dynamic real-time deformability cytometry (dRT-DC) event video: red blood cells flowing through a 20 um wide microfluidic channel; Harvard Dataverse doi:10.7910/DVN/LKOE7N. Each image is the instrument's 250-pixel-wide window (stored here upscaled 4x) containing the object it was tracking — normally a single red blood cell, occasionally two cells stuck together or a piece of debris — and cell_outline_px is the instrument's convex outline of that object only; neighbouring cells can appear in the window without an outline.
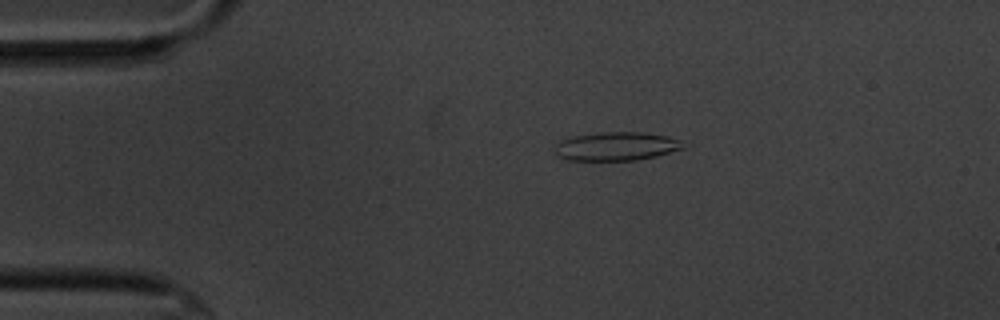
{"species": "common noctule bat (a hibernating species)", "species_latin": "Nyctalus noctula", "temperature_condition": "cold", "stored_images_in_passage": 57, "camera_frame_rate_fps": 3000, "um_per_image_px": 0.085, "animal": {"sex": "male", "body_mass_g": 20.1, "forearm_length_mm": 53.5}, "frame": {"image": 1, "passage_image": 11, "time_ms": 3.333, "image_size_px": [1000, 320], "cell_outline_px": [[676, 148], [652, 156], [628, 160], [576, 160], [564, 156], [568, 140], [584, 136], [660, 136], [672, 140]], "centroid_in_image_um": [52.42, 12.54], "position_along_channel_um": 32.6, "area_um2": 16.53}}
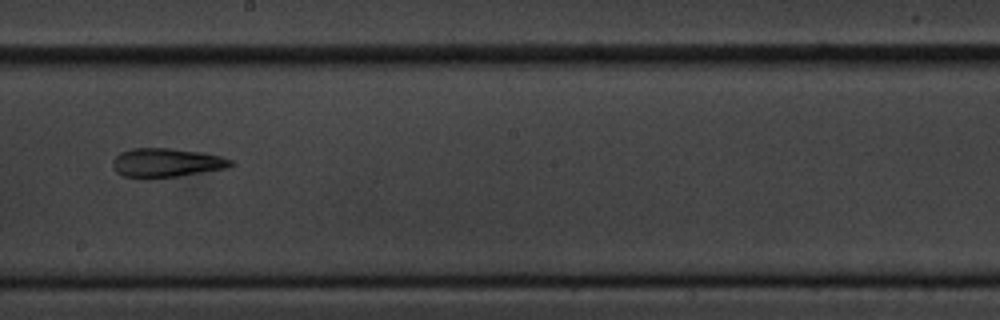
{"frame": {"image": 2, "passage_image": 32, "time_ms": 10.333, "image_size_px": [1000, 320], "cell_outline_px": [[232, 164], [220, 168], [172, 176], [128, 176], [120, 172], [116, 168], [116, 160], [124, 152], [136, 148], [160, 148], [216, 156], [228, 160]], "centroid_in_image_um": [14.1, 13.81], "position_along_channel_um": 234.1, "area_um2": 17.4}}
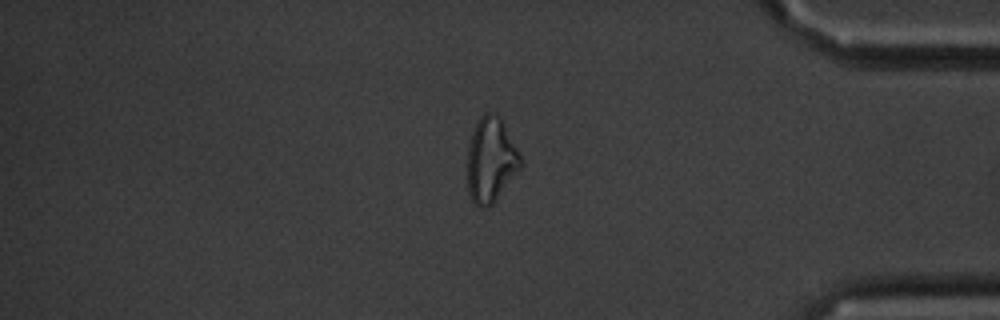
{"frame": {"image": 3, "passage_image": 48, "time_ms": 15.667, "image_size_px": [1000, 320], "cell_outline_px": [[520, 160], [492, 200], [488, 204], [476, 200], [472, 196], [468, 184], [468, 160], [472, 140], [476, 128], [480, 120], [484, 116], [500, 120]], "centroid_in_image_um": [41.65, 13.57], "position_along_channel_um": 393.6, "area_um2": 21.91}}